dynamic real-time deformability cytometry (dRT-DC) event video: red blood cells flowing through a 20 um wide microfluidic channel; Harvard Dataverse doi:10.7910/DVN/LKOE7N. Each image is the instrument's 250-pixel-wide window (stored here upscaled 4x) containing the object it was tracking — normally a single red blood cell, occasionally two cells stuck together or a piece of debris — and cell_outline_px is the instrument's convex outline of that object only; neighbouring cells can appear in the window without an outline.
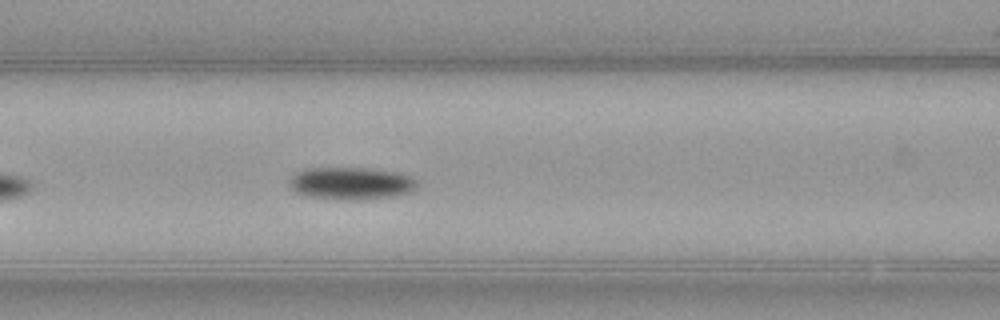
{"species": "common noctule bat (a hibernating species)", "species_latin": "Nyctalus noctula", "temperature_condition": "warm", "stored_images_in_passage": 18, "camera_frame_rate_fps": 3000, "um_per_image_px": 0.085, "animal": {"sex": "female", "body_mass_g": 21.9}, "frame": {"image": 1, "passage_image": 6, "time_ms": 1.667, "image_size_px": [1000, 320], "cell_outline_px": [[416, 188], [408, 192], [396, 196], [352, 200], [348, 200], [312, 196], [296, 192], [288, 184], [288, 180], [296, 172], [304, 168], [368, 168], [400, 172], [412, 176], [416, 180]], "centroid_in_image_um": [29.85, 15.56], "position_along_channel_um": 136.7, "area_um2": 24.1}}
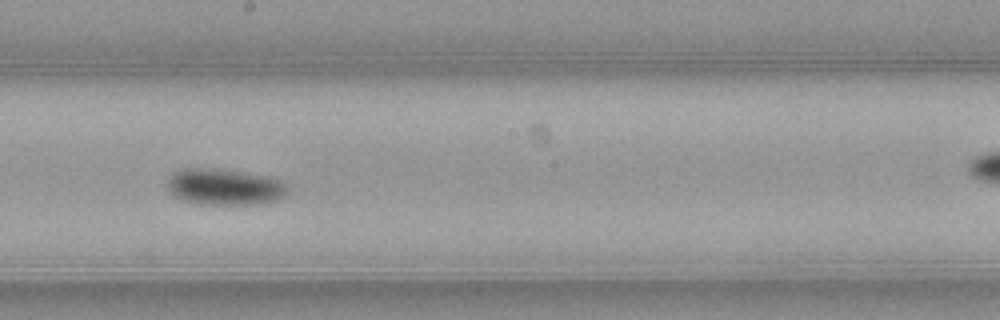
{"frame": {"image": 2, "passage_image": 13, "time_ms": 4.0, "image_size_px": [1000, 320], "cell_outline_px": [[288, 192], [284, 196], [276, 200], [256, 204], [196, 204], [180, 200], [172, 196], [168, 192], [168, 180], [176, 172], [184, 168], [200, 168], [240, 172], [268, 176], [280, 180], [288, 184]], "centroid_in_image_um": [19.08, 15.91], "position_along_channel_um": 229.1, "area_um2": 25.37}}